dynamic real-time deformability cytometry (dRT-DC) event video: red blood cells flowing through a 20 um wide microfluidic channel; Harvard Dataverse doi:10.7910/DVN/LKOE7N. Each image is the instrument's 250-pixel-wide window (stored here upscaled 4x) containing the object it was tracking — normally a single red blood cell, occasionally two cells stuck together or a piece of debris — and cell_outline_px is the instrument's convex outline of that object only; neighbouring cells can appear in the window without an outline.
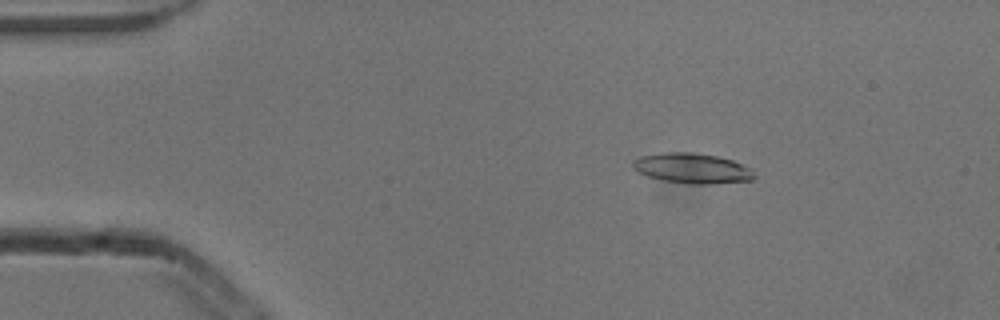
{"species": "common noctule bat (a hibernating species)", "species_latin": "Nyctalus noctula", "temperature_condition": "cold", "stored_images_in_passage": 4, "camera_frame_rate_fps": 3000, "um_per_image_px": 0.085, "animal": {"sex": "male", "body_mass_g": 13.3}, "frame": {"image": 1, "passage_image": 2, "time_ms": 0.333, "image_size_px": [1000, 320], "cell_outline_px": [[756, 176], [752, 180], [708, 184], [688, 184], [664, 180], [648, 176], [636, 172], [632, 168], [632, 160], [640, 156], [660, 152], [688, 152], [716, 156], [732, 160], [748, 168]], "centroid_in_image_um": [58.76, 14.3], "position_along_channel_um": 26.2, "area_um2": 21.27}}